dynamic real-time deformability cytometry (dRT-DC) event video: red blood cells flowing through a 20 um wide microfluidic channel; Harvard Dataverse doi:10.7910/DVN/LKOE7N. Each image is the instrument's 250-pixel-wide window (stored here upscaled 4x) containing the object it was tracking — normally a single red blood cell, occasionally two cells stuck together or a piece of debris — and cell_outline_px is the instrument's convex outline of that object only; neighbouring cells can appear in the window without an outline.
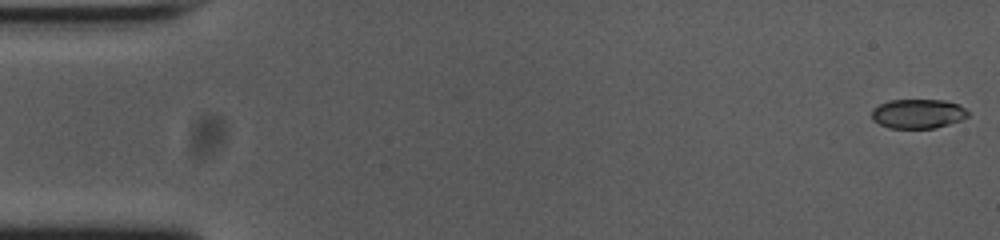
{"species": "common noctule bat (a hibernating species)", "species_latin": "Nyctalus noctula", "temperature_condition": "cold", "stored_images_in_passage": 54, "camera_frame_rate_fps": 3000, "um_per_image_px": 0.085, "animal": {"sex": "female", "body_mass_g": 23.0, "forearm_length_mm": 53.4}, "frame": {"image": 1, "passage_image": 1, "time_ms": 0.0, "image_size_px": [1000, 240], "cell_outline_px": [[968, 116], [960, 120], [936, 128], [888, 128], [872, 120], [872, 108], [888, 100], [944, 100], [956, 104], [964, 108], [968, 112]], "centroid_in_image_um": [77.99, 9.67], "position_along_channel_um": 7.0, "area_um2": 16.42}}
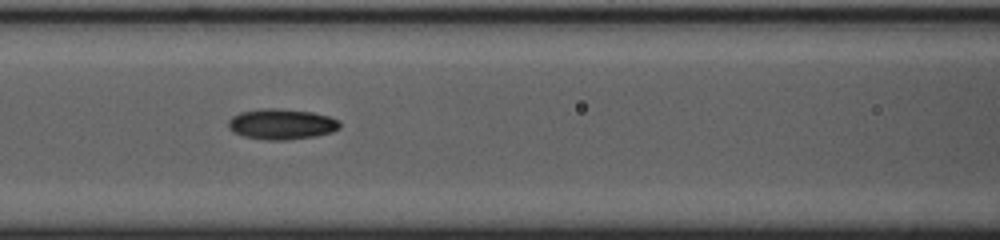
{"frame": {"image": 2, "passage_image": 23, "time_ms": 7.333, "image_size_px": [1000, 240], "cell_outline_px": [[340, 128], [332, 132], [316, 136], [284, 140], [268, 140], [244, 136], [228, 128], [228, 120], [232, 116], [240, 112], [264, 108], [280, 108], [312, 112], [328, 116], [340, 120]], "centroid_in_image_um": [23.95, 10.54], "position_along_channel_um": 142.6, "area_um2": 19.88}}
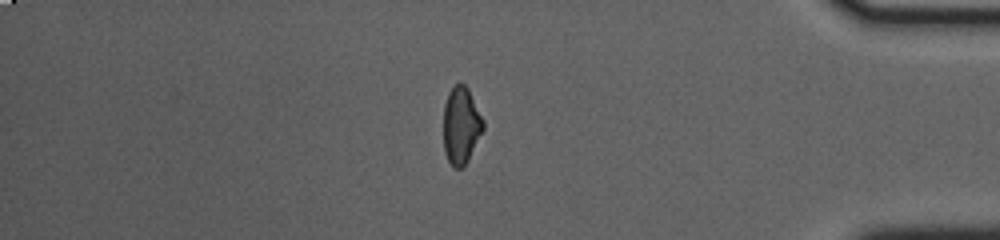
{"frame": {"image": 3, "passage_image": 46, "time_ms": 15.0, "image_size_px": [1000, 240], "cell_outline_px": [[484, 128], [468, 160], [460, 168], [452, 168], [444, 152], [444, 104], [448, 92], [456, 84], [464, 84], [468, 88], [484, 120]], "centroid_in_image_um": [39.19, 10.66], "position_along_channel_um": 396.0, "area_um2": 17.8}, "authors_computed_cell_mechanics": {"area_um2": 18.0336, "velocity_mm_per_s": 3.7659, "shape_relaxation_time_tau1_ms": 3.0302, "shape_relaxation_time_tau2_ms": 2.3867, "deformation_change_tau1": 0.1486, "deformation_change_tau2": 0.0715}}